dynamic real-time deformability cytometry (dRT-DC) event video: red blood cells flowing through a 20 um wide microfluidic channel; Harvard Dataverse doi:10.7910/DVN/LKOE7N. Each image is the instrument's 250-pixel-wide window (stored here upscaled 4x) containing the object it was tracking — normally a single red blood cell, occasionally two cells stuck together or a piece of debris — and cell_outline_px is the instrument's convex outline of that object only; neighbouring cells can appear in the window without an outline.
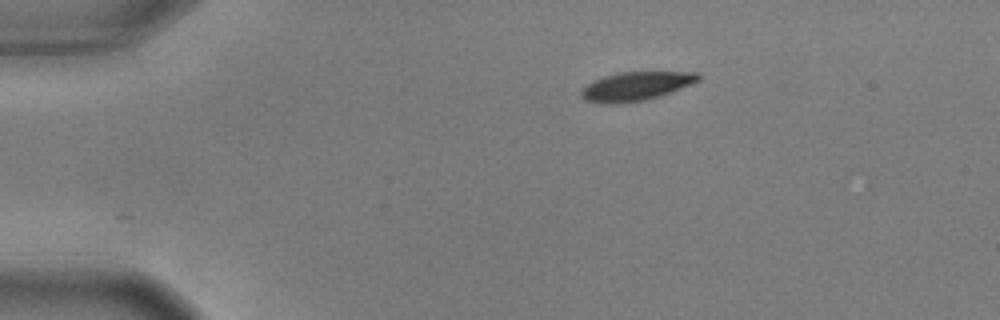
{"species": "common noctule bat (a hibernating species)", "species_latin": "Nyctalus noctula", "temperature_condition": "warm", "stored_images_in_passage": 26, "camera_frame_rate_fps": 3000, "um_per_image_px": 0.085, "animal": {"sex": "male", "body_mass_g": 17.9, "forearm_length_mm": 54.2}, "frame": {"image": 1, "passage_image": 1, "time_ms": 0.0, "image_size_px": [1000, 320], "cell_outline_px": [[700, 80], [668, 92], [644, 100], [584, 100], [580, 96], [580, 92], [592, 80], [604, 76], [620, 72], [700, 72]], "centroid_in_image_um": [54.1, 7.25], "position_along_channel_um": 30.9, "area_um2": 18.32}}
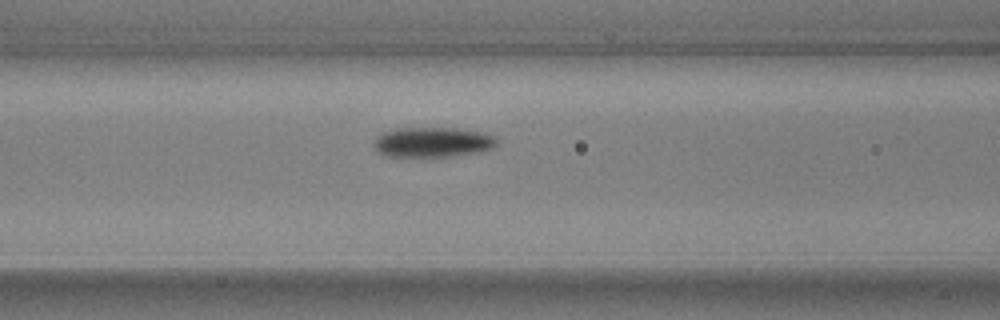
{"frame": {"image": 2, "passage_image": 14, "time_ms": 4.333, "image_size_px": [1000, 320], "cell_outline_px": [[496, 144], [492, 148], [480, 152], [452, 156], [384, 156], [376, 152], [376, 140], [384, 132], [396, 128], [456, 128], [484, 132], [492, 136], [496, 140]], "centroid_in_image_um": [36.79, 12.08], "position_along_channel_um": 129.8, "area_um2": 21.27}}
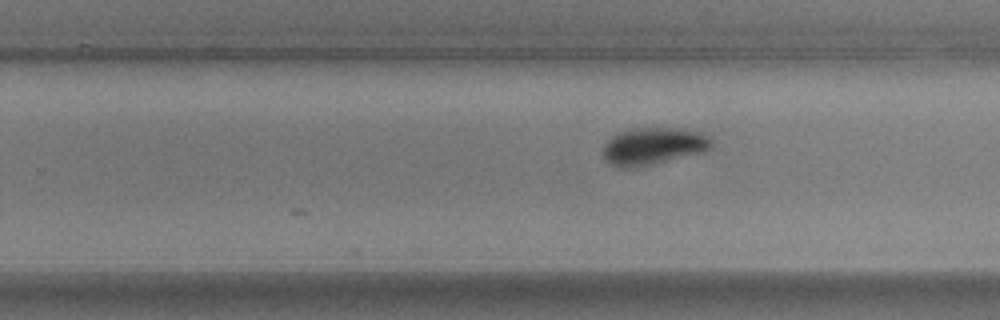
{"frame": {"image": 3, "passage_image": 26, "time_ms": 8.333, "image_size_px": [1000, 320], "cell_outline_px": [[712, 148], [704, 152], [636, 168], [620, 168], [612, 164], [604, 156], [604, 144], [612, 136], [620, 132], [632, 128], [672, 128], [700, 132], [708, 136], [712, 140]], "centroid_in_image_um": [55.55, 12.43], "position_along_channel_um": 274.2, "area_um2": 23.41}}